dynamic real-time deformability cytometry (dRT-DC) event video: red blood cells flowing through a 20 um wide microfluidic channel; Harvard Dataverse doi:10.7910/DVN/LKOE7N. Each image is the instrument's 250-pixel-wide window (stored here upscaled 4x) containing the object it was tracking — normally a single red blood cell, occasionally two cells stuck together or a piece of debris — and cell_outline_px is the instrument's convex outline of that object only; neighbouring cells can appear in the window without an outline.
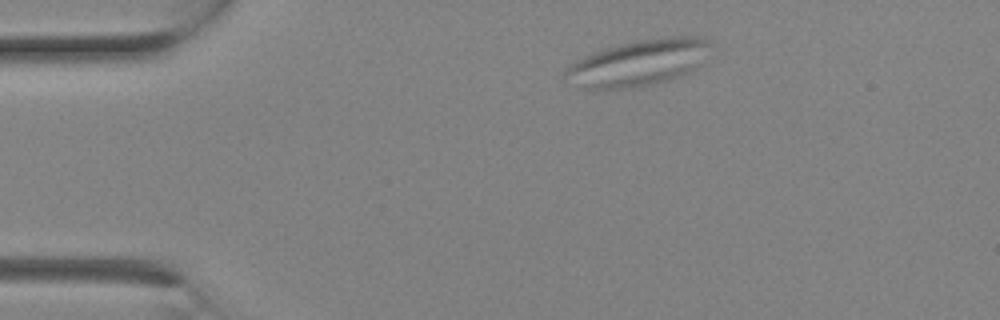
{"species": "Egyptian fruit bat (a non-hibernating species)", "species_latin": "Rousettus aegyptiacus", "temperature_condition": "room temperature", "stored_images_in_passage": 3, "camera_frame_rate_fps": 3000, "um_per_image_px": 0.085, "animal": {"sex": "female"}, "frame": {"image": 1, "passage_image": 3, "time_ms": 0.667, "image_size_px": [1000, 320], "cell_outline_px": [[716, 44], [700, 64], [696, 68], [680, 76], [668, 80], [652, 84], [632, 88], [584, 88], [564, 76], [564, 72], [576, 60], [596, 52], [620, 44], [640, 40], [664, 36], [704, 36]], "centroid_in_image_um": [54.42, 5.3], "position_along_channel_um": 30.6, "area_um2": 38.84}}